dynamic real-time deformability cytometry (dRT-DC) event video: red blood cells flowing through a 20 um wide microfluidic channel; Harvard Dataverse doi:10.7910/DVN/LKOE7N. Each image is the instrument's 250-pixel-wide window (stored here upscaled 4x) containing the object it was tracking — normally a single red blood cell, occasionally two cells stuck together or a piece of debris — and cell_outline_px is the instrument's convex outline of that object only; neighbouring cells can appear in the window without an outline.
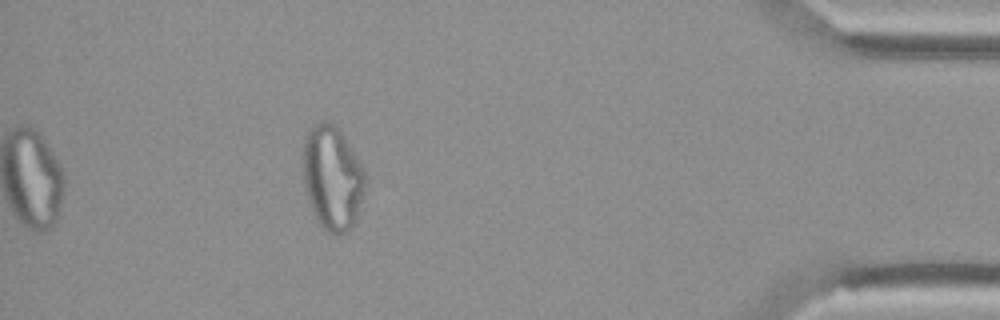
{"species": "Egyptian fruit bat (a non-hibernating species)", "species_latin": "Rousettus aegyptiacus", "temperature_condition": "cold", "stored_images_in_passage": 49, "camera_frame_rate_fps": 3000, "um_per_image_px": 0.085, "animal": {"sex": "female"}, "frame": {"image": 1, "passage_image": 49, "time_ms": 16.0, "image_size_px": [1000, 320], "cell_outline_px": [[364, 184], [356, 220], [352, 228], [348, 232], [340, 236], [328, 232], [316, 220], [312, 212], [308, 200], [304, 184], [300, 156], [300, 152], [304, 136], [312, 124], [320, 120], [328, 120], [336, 124], [340, 128], [364, 168]], "centroid_in_image_um": [28.19, 15.05], "position_along_channel_um": 407.0, "area_um2": 38.84}}